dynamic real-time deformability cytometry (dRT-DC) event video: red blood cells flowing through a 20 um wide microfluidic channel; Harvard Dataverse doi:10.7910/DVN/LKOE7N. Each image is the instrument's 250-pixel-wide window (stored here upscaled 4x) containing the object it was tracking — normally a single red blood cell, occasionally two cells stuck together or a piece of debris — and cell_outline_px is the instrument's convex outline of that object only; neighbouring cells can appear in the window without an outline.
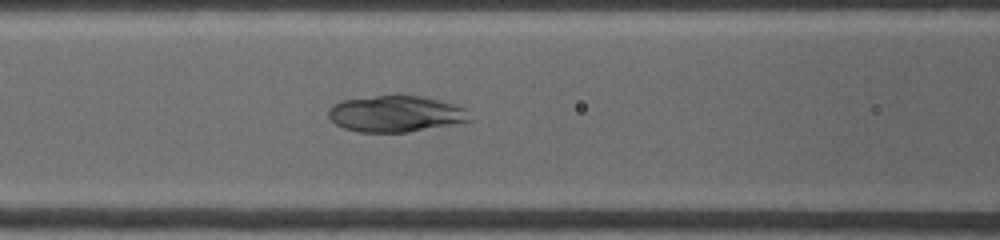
{"species": "common noctule bat (a hibernating species)", "species_latin": "Nyctalus noctula", "temperature_condition": "warm", "stored_images_in_passage": 14, "camera_frame_rate_fps": 4500, "um_per_image_px": 0.085, "animal": {"sex": "female", "body_mass_g": 19.0, "forearm_length_mm": 53.3}, "frame": {"image": 1, "passage_image": 10, "time_ms": 3.778, "image_size_px": [1000, 240], "cell_outline_px": [[472, 120], [408, 132], [360, 132], [344, 128], [336, 124], [328, 116], [328, 108], [332, 104], [340, 100], [376, 96], [424, 96], [440, 100], [464, 108]], "centroid_in_image_um": [33.58, 9.67], "position_along_channel_um": 133.0, "area_um2": 29.59}}